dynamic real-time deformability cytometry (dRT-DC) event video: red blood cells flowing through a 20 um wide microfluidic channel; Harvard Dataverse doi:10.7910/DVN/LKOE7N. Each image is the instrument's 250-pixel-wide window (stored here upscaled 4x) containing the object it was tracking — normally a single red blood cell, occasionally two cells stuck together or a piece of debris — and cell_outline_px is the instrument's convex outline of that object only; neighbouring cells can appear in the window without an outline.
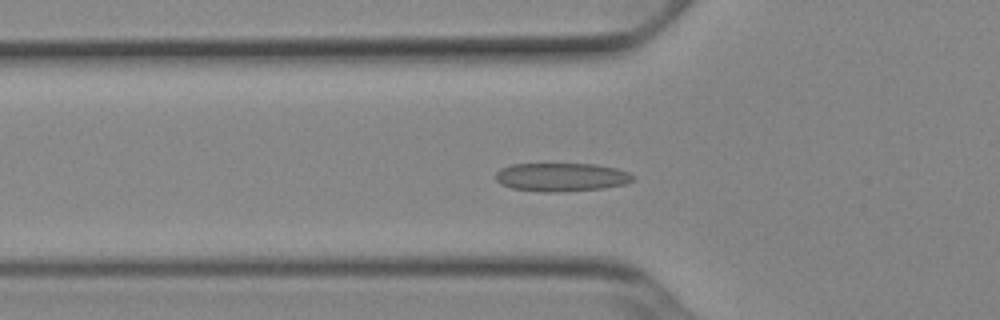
{"species": "Egyptian fruit bat (a non-hibernating species)", "species_latin": "Rousettus aegyptiacus", "temperature_condition": "cold", "stored_images_in_passage": 51, "segment_of_instrument_passage": [1, 2], "camera_frame_rate_fps": 3000, "um_per_image_px": 0.085, "animal": {"sex": "female"}, "frame": {"image": 1, "passage_image": 16, "time_ms": 5.0, "image_size_px": [1000, 320], "cell_outline_px": [[636, 180], [624, 184], [604, 188], [556, 192], [544, 192], [512, 188], [500, 184], [496, 180], [496, 172], [500, 168], [508, 164], [592, 164], [616, 168], [628, 172], [636, 176]], "centroid_in_image_um": [47.72, 15.05], "position_along_channel_um": 78.1, "area_um2": 22.89}}
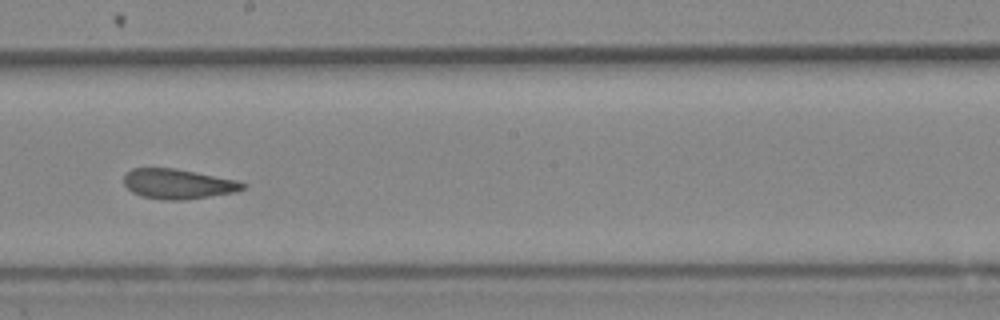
{"frame": {"image": 2, "passage_image": 28, "time_ms": 9.0, "image_size_px": [1000, 320], "cell_outline_px": [[248, 184], [244, 188], [236, 192], [184, 200], [164, 200], [140, 196], [132, 192], [124, 184], [124, 176], [132, 168], [176, 168], [236, 180]], "centroid_in_image_um": [15.13, 15.64], "position_along_channel_um": 233.1, "area_um2": 20.75}}
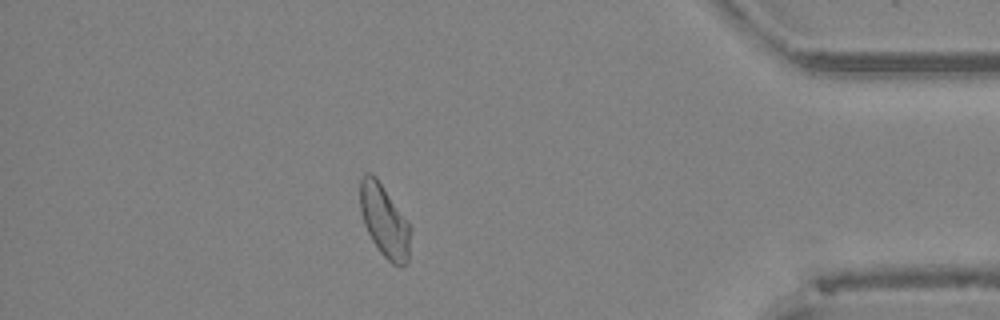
{"frame": {"image": 3, "passage_image": 44, "time_ms": 14.333, "image_size_px": [1000, 320], "cell_outline_px": [[412, 228], [408, 260], [400, 268], [392, 264], [380, 252], [372, 240], [364, 224], [360, 212], [360, 176], [364, 172], [372, 172], [376, 176], [408, 220]], "centroid_in_image_um": [32.68, 18.75], "position_along_channel_um": 402.5, "area_um2": 21.73}}